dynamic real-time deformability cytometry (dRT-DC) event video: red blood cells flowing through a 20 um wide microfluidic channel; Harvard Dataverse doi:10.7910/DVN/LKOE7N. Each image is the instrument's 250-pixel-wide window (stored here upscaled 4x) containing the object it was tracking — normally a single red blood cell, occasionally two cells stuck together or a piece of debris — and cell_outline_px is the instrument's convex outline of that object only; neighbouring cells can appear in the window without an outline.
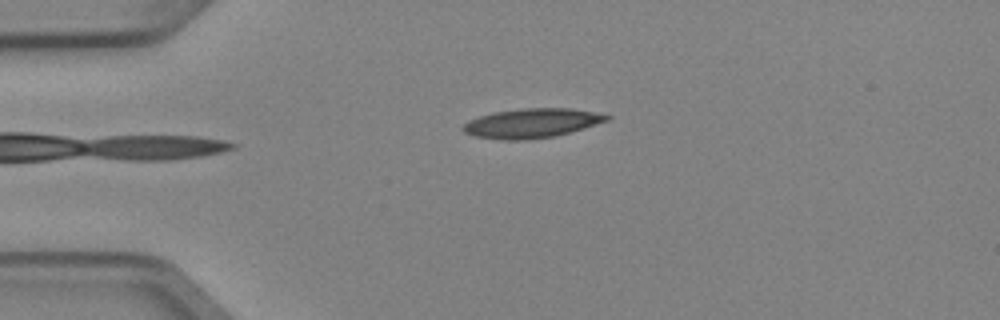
{"species": "Egyptian fruit bat (a non-hibernating species)", "species_latin": "Rousettus aegyptiacus", "temperature_condition": "cold", "stored_images_in_passage": 2, "camera_frame_rate_fps": 3000, "um_per_image_px": 0.085, "animal": {"sex": "female"}, "frame": {"image": 1, "passage_image": 1, "time_ms": 0.0, "image_size_px": [1000, 320], "cell_outline_px": [[612, 116], [608, 120], [568, 132], [552, 136], [524, 140], [500, 140], [476, 136], [464, 132], [460, 128], [468, 120], [492, 112], [520, 108], [572, 108]], "centroid_in_image_um": [45.12, 10.46], "position_along_channel_um": 39.9, "area_um2": 24.33}}